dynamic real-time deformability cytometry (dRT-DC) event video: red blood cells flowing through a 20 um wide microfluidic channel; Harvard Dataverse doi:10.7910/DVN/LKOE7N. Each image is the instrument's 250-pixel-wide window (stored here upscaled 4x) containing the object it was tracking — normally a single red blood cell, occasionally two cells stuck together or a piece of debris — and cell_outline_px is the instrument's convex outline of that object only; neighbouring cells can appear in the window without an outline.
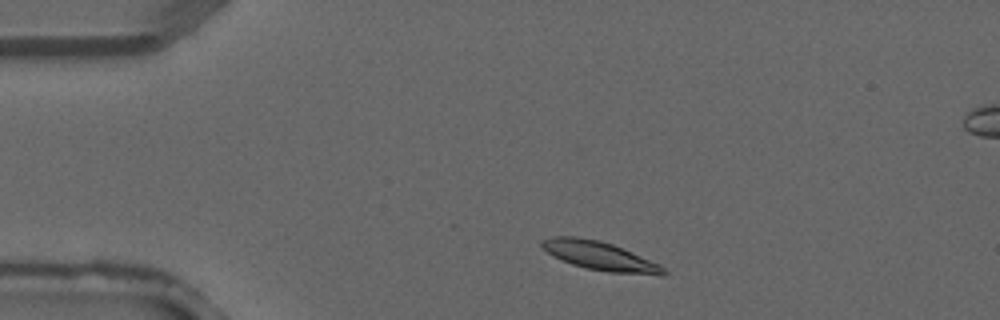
{"species": "common noctule bat (a hibernating species)", "species_latin": "Nyctalus noctula", "temperature_condition": "warm", "stored_images_in_passage": 4, "camera_frame_rate_fps": 3000, "um_per_image_px": 0.085, "animal": {"sex": "male", "forearm_length_mm": 52.5}, "frame": {"image": 1, "passage_image": 2, "time_ms": 0.333, "image_size_px": [1000, 320], "cell_outline_px": [[668, 272], [664, 276], [660, 276], [608, 272], [584, 268], [572, 264], [552, 256], [540, 244], [540, 240], [552, 236], [576, 236], [600, 240], [612, 244], [660, 264]], "centroid_in_image_um": [51.0, 21.76], "position_along_channel_um": 34.0, "area_um2": 20.58}}